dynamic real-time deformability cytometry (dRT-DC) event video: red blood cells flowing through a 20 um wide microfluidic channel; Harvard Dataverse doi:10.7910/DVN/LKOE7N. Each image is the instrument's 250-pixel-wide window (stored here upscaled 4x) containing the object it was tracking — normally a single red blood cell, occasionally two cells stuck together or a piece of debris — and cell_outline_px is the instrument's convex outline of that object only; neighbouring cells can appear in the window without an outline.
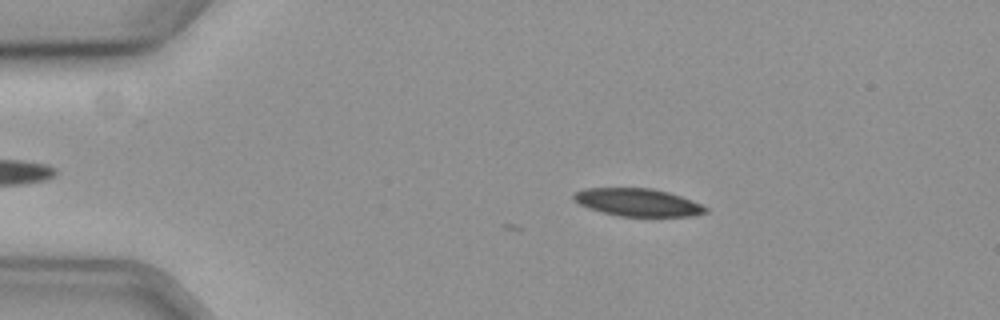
{"species": "common noctule bat (a hibernating species)", "species_latin": "Nyctalus noctula", "temperature_condition": "cold", "stored_images_in_passage": 7, "camera_frame_rate_fps": 3000, "um_per_image_px": 0.085, "animal": {"sex": "female", "body_mass_g": 19.3, "forearm_length_mm": 54.1}, "frame": {"image": 1, "passage_image": 2, "time_ms": 0.333, "image_size_px": [1000, 320], "cell_outline_px": [[708, 212], [692, 216], [620, 216], [588, 208], [572, 200], [572, 192], [584, 188], [652, 188], [668, 192], [692, 200], [708, 208]], "centroid_in_image_um": [54.18, 17.19], "position_along_channel_um": 30.8, "area_um2": 21.33}}